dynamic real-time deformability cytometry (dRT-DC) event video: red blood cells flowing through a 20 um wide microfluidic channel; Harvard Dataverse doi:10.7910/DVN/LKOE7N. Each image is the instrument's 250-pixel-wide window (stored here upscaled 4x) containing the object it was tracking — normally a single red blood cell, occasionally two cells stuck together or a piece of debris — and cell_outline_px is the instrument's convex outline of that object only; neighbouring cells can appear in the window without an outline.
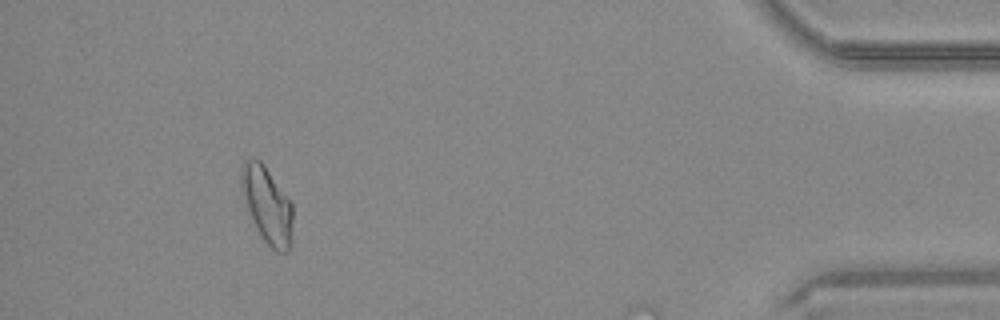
{"species": "common noctule bat (a hibernating species)", "species_latin": "Nyctalus noctula", "temperature_condition": "warm", "stored_images_in_passage": 45, "segment_of_instrument_passage": [2, 3], "camera_frame_rate_fps": 3000, "um_per_image_px": 0.085, "animal": {"sex": "male", "body_mass_g": 20.4}, "frame": {"image": 1, "passage_image": 40, "time_ms": 13.0, "image_size_px": [1000, 320], "cell_outline_px": [[292, 220], [288, 252], [276, 252], [264, 240], [256, 228], [248, 208], [240, 184], [240, 172], [244, 160], [260, 160], [264, 164], [292, 204]], "centroid_in_image_um": [22.69, 17.4], "position_along_channel_um": 412.5, "area_um2": 22.25}}